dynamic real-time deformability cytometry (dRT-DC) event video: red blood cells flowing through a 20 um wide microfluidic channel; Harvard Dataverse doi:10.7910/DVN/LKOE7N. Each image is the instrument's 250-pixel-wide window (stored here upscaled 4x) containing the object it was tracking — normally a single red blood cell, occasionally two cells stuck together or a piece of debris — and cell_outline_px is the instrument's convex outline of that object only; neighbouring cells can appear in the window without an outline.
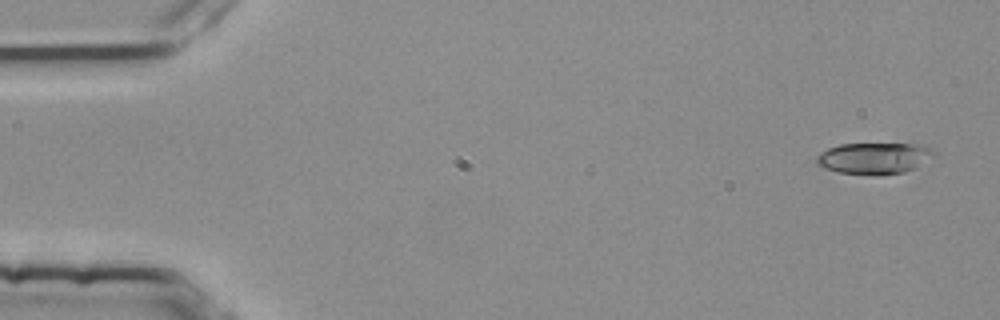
{"species": "common noctule bat (a hibernating species)", "species_latin": "Nyctalus noctula", "temperature_condition": "room temperature", "stored_images_in_passage": 4, "camera_frame_rate_fps": 3000, "um_per_image_px": 0.085, "animal": {"sex": "female", "body_mass_g": 25.1}, "frame": {"image": 1, "passage_image": 1, "time_ms": 0.0, "image_size_px": [1000, 320], "cell_outline_px": [[936, 160], [916, 168], [904, 172], [876, 176], [836, 172], [824, 168], [816, 164], [816, 156], [820, 152], [828, 148], [840, 144], [924, 144], [936, 156]], "centroid_in_image_um": [74.35, 13.47], "position_along_channel_um": 10.6, "area_um2": 22.08}}
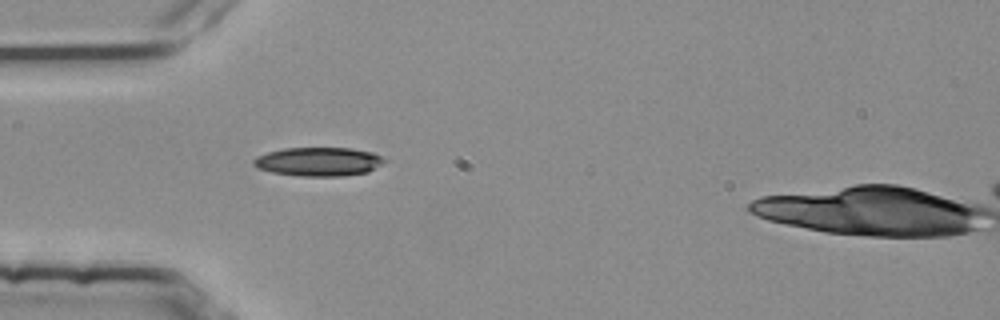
{"frame": {"image": 2, "passage_image": 4, "time_ms": 1.0, "image_size_px": [1000, 320], "cell_outline_px": [[388, 160], [368, 172], [344, 176], [300, 176], [272, 172], [256, 168], [252, 164], [252, 160], [256, 156], [268, 152], [284, 148], [348, 148], [372, 152]], "centroid_in_image_um": [27.05, 13.74], "position_along_channel_um": 57.9, "area_um2": 22.02}}